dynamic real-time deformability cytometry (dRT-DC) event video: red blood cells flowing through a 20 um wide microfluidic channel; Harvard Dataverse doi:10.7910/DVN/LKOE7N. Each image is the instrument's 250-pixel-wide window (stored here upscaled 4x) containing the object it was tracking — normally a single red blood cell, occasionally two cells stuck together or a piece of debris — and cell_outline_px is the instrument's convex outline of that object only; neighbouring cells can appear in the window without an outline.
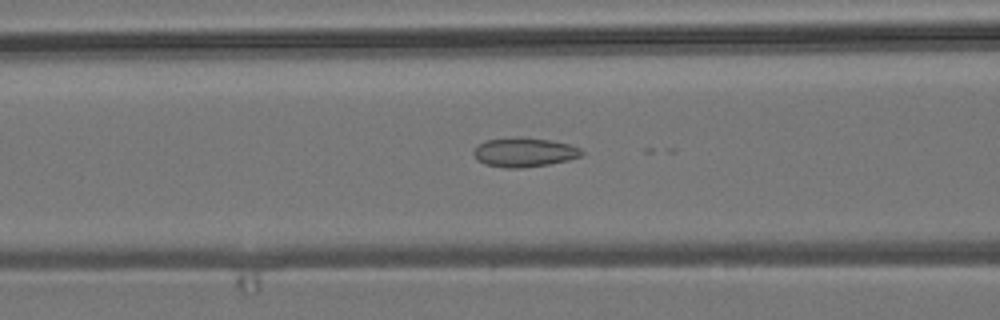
{"species": "common noctule bat (a hibernating species)", "species_latin": "Nyctalus noctula", "temperature_condition": "room temperature", "stored_images_in_passage": 56, "camera_frame_rate_fps": 3000, "um_per_image_px": 0.085, "animal": {"sex": "male", "body_mass_g": 19.2, "forearm_length_mm": 51.8}, "frame": {"image": 1, "passage_image": 22, "time_ms": 7.0, "image_size_px": [1000, 320], "cell_outline_px": [[584, 152], [580, 156], [568, 160], [548, 164], [520, 168], [504, 168], [484, 164], [476, 160], [472, 152], [484, 140], [520, 136], [552, 140], [568, 144], [580, 148]], "centroid_in_image_um": [44.53, 12.93], "position_along_channel_um": 122.1, "area_um2": 18.55}}
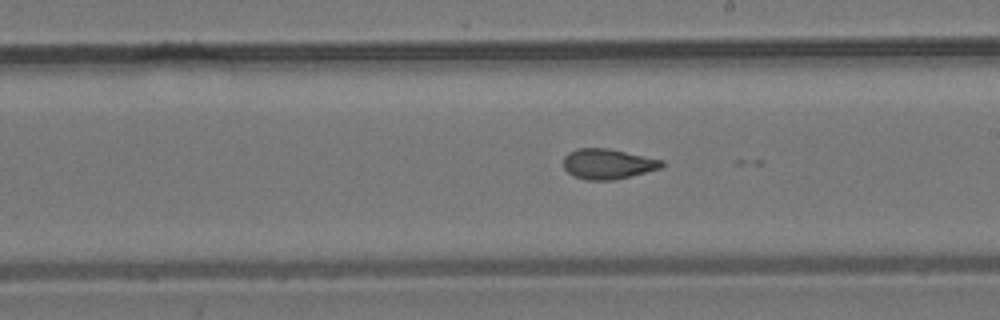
{"frame": {"image": 2, "passage_image": 31, "time_ms": 10.0, "image_size_px": [1000, 320], "cell_outline_px": [[664, 164], [660, 168], [612, 180], [588, 180], [572, 176], [564, 168], [564, 156], [568, 152], [576, 148], [608, 148], [664, 160]], "centroid_in_image_um": [51.62, 13.92], "position_along_channel_um": 237.4, "area_um2": 17.22}}
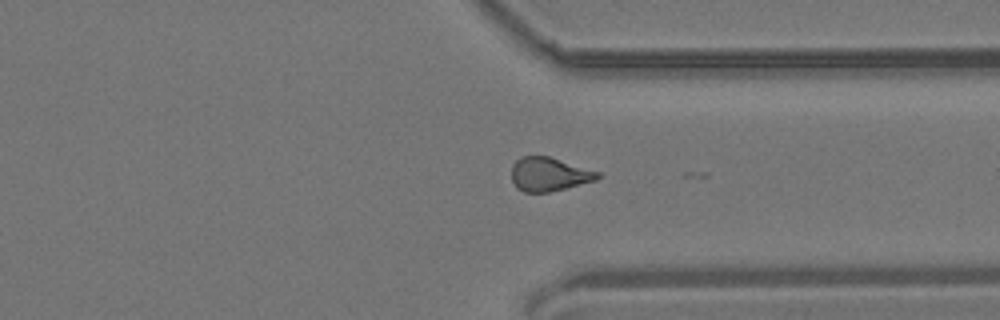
{"frame": {"image": 3, "passage_image": 41, "time_ms": 13.333, "image_size_px": [1000, 320], "cell_outline_px": [[600, 176], [596, 180], [548, 192], [524, 192], [516, 188], [512, 180], [512, 164], [520, 156], [548, 156], [600, 172]], "centroid_in_image_um": [46.64, 14.8], "position_along_channel_um": 364.8, "area_um2": 16.82}, "authors_computed_cell_mechanics": {"area_um2": 17.3978, "velocity_mm_per_s": 3.8523, "shape_relaxation_time_tau1_ms": null, "shape_relaxation_time_tau2_ms": 1.5655, "deformation_change_tau1": null, "deformation_change_tau2": 0.0754}}